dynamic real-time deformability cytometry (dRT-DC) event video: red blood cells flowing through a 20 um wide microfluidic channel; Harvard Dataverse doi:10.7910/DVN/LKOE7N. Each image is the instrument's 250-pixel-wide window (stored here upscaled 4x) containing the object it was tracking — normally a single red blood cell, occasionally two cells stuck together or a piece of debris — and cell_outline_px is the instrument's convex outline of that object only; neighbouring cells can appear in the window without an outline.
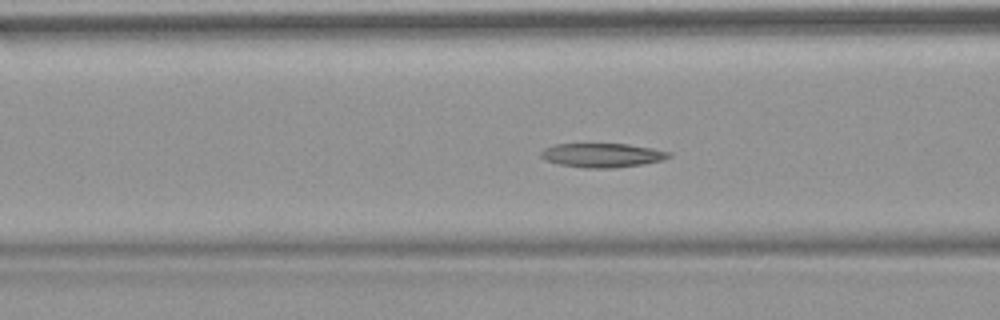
{"species": "common noctule bat (a hibernating species)", "species_latin": "Nyctalus noctula", "temperature_condition": "warm", "stored_images_in_passage": 54, "camera_frame_rate_fps": 3000, "um_per_image_px": 0.085, "animal": {"sex": "female", "body_mass_g": 18.4}, "frame": {"image": 1, "passage_image": 22, "time_ms": 7.0, "image_size_px": [1000, 320], "cell_outline_px": [[672, 156], [664, 160], [644, 164], [612, 168], [584, 168], [560, 164], [548, 160], [540, 156], [540, 152], [544, 148], [556, 144], [628, 144], [652, 148], [672, 152]], "centroid_in_image_um": [51.24, 13.19], "position_along_channel_um": 115.4, "area_um2": 17.98}}
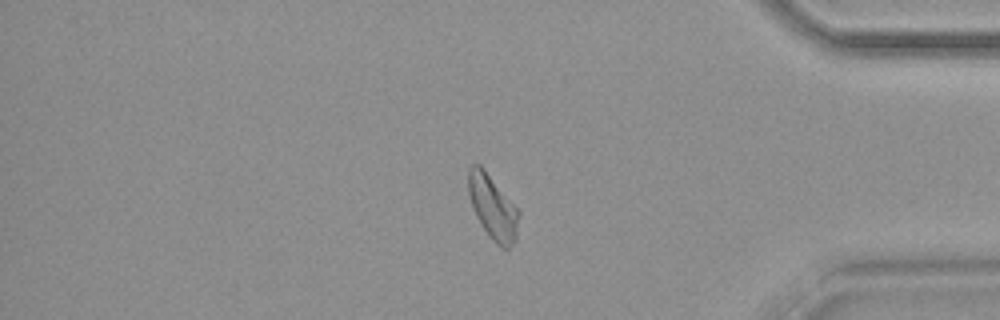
{"frame": {"image": 2, "passage_image": 46, "time_ms": 15.0, "image_size_px": [1000, 320], "cell_outline_px": [[520, 212], [516, 240], [508, 248], [504, 248], [496, 244], [492, 240], [476, 216], [468, 192], [468, 168], [472, 164], [480, 164], [484, 168]], "centroid_in_image_um": [41.88, 17.6], "position_along_channel_um": 393.3, "area_um2": 18.67}}
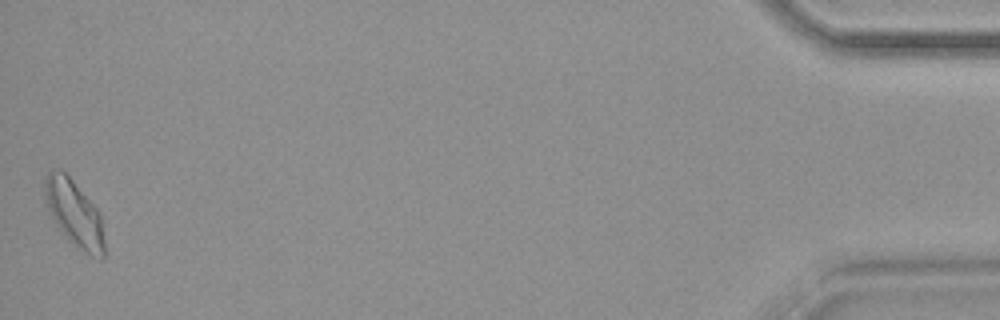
{"frame": {"image": 3, "passage_image": 54, "time_ms": 17.667, "image_size_px": [1000, 320], "cell_outline_px": [[104, 256], [100, 260], [76, 248], [68, 240], [56, 224], [48, 208], [44, 196], [44, 176], [48, 172], [64, 172], [72, 180], [96, 208], [104, 220]], "centroid_in_image_um": [6.35, 18.21], "position_along_channel_um": 428.9, "area_um2": 22.95}, "authors_computed_cell_mechanics": {"area_um2": 19.1029, "velocity_mm_per_s": 3.79, "shape_relaxation_time_tau1_ms": 7.6483, "shape_relaxation_time_tau2_ms": 4.7518, "deformation_change_tau1": 0.164, "deformation_change_tau2": 0.1244}}